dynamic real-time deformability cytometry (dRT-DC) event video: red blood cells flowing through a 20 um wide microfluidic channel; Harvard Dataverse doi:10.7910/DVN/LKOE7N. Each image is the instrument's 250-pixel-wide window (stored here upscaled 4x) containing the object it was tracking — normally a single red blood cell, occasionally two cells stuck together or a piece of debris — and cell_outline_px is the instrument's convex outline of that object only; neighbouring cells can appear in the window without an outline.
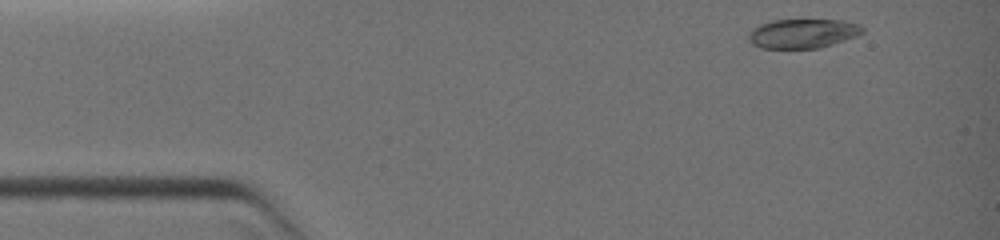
{"species": "common noctule bat (a hibernating species)", "species_latin": "Nyctalus noctula", "temperature_condition": "warm", "stored_images_in_passage": 11, "camera_frame_rate_fps": 3000, "um_per_image_px": 0.085, "animal": {"sex": "female", "body_mass_g": 19.0, "forearm_length_mm": 51.5}, "frame": {"image": 1, "passage_image": 1, "time_ms": 0.0, "image_size_px": [1000, 240], "cell_outline_px": [[864, 32], [856, 36], [820, 48], [760, 48], [752, 44], [748, 40], [748, 32], [752, 28], [760, 24], [772, 20], [844, 20], [860, 24], [864, 28]], "centroid_in_image_um": [68.22, 2.84], "position_along_channel_um": 16.8, "area_um2": 19.59}}
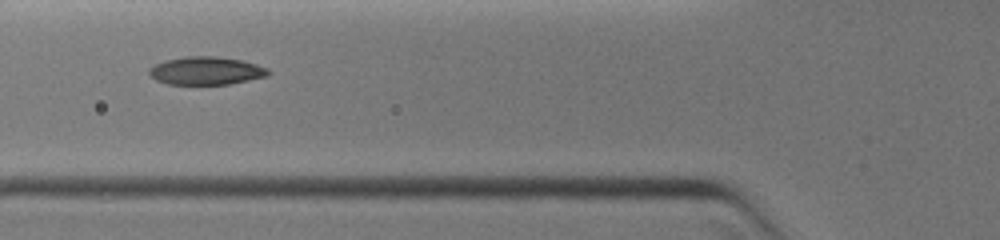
{"frame": {"image": 2, "passage_image": 8, "time_ms": 3.667, "image_size_px": [1000, 240], "cell_outline_px": [[272, 72], [268, 76], [228, 84], [168, 84], [156, 80], [148, 76], [148, 72], [156, 64], [164, 60], [188, 56], [216, 56], [240, 60], [256, 64], [268, 68]], "centroid_in_image_um": [17.53, 6.01], "position_along_channel_um": 108.3, "area_um2": 19.42}}
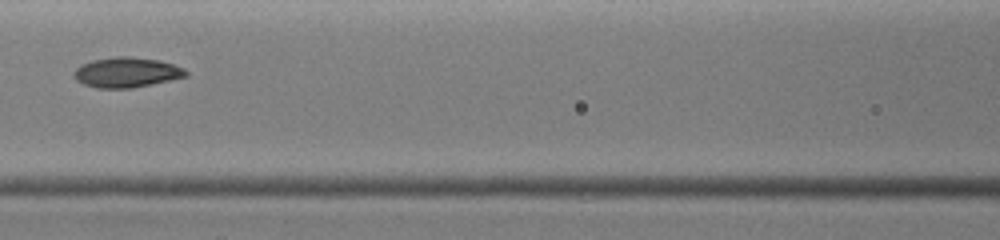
{"frame": {"image": 3, "passage_image": 10, "time_ms": 4.667, "image_size_px": [1000, 240], "cell_outline_px": [[188, 76], [132, 88], [96, 88], [84, 84], [76, 80], [72, 72], [80, 64], [92, 60], [116, 56], [128, 56], [160, 60], [184, 68], [188, 72]], "centroid_in_image_um": [10.74, 6.14], "position_along_channel_um": 155.9, "area_um2": 19.71}}